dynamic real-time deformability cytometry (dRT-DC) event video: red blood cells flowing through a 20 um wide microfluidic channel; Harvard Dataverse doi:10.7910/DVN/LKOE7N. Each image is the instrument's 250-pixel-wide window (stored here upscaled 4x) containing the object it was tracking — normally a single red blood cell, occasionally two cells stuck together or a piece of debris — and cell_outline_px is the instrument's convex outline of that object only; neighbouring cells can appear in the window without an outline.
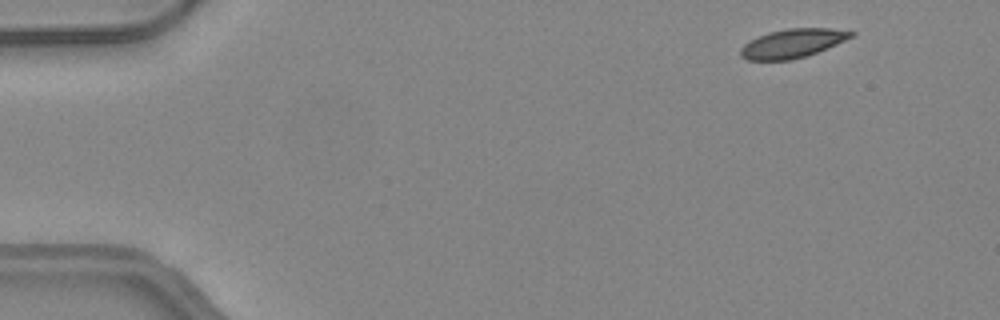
{"species": "common noctule bat (a hibernating species)", "species_latin": "Nyctalus noctula", "temperature_condition": "warm", "stored_images_in_passage": 47, "camera_frame_rate_fps": 3000, "um_per_image_px": 0.085, "animal": {"sex": "female", "body_mass_g": 24.6, "forearm_length_mm": 56.2}, "frame": {"image": 1, "passage_image": 3, "time_ms": 0.667, "image_size_px": [1000, 320], "cell_outline_px": [[856, 36], [808, 56], [792, 60], [748, 60], [740, 56], [740, 48], [744, 44], [768, 32], [788, 28], [832, 28], [856, 32]], "centroid_in_image_um": [67.41, 3.69], "position_along_channel_um": 17.6, "area_um2": 18.73}}
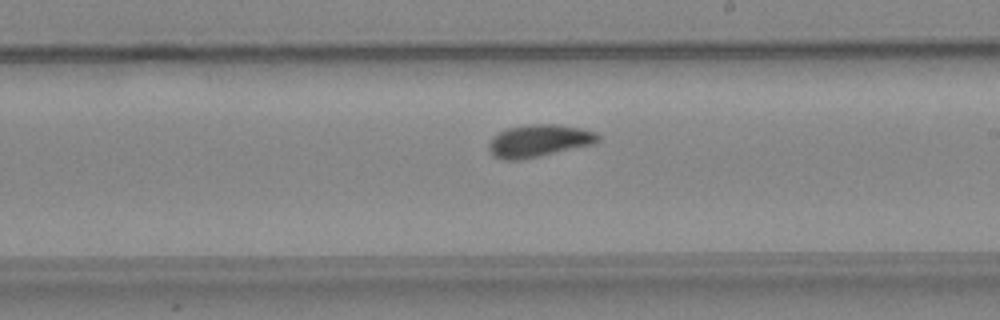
{"frame": {"image": 2, "passage_image": 27, "time_ms": 8.667, "image_size_px": [1000, 320], "cell_outline_px": [[600, 140], [596, 144], [520, 160], [504, 160], [492, 156], [488, 148], [488, 144], [492, 136], [508, 128], [532, 124], [556, 124], [580, 128], [596, 132], [600, 136]], "centroid_in_image_um": [45.81, 11.97], "position_along_channel_um": 243.2, "area_um2": 20.75}}
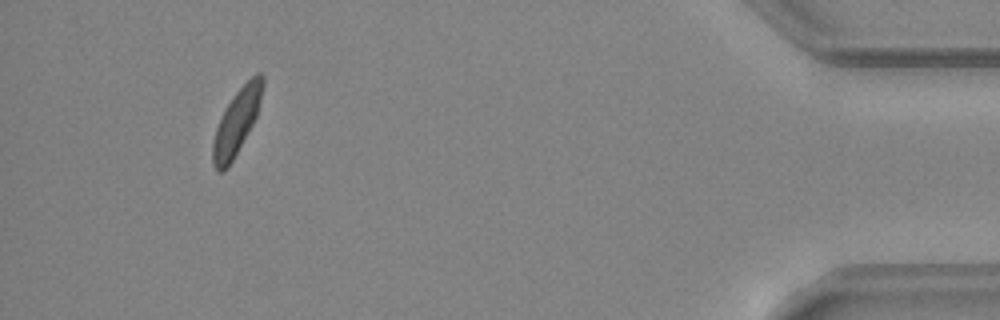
{"frame": {"image": 3, "passage_image": 44, "time_ms": 14.333, "image_size_px": [1000, 320], "cell_outline_px": [[264, 84], [256, 116], [252, 124], [228, 168], [224, 172], [216, 172], [212, 164], [212, 144], [216, 128], [232, 96], [256, 72], [260, 72], [264, 76]], "centroid_in_image_um": [20.1, 10.39], "position_along_channel_um": 415.1, "area_um2": 18.61}, "authors_computed_cell_mechanics": {"area_um2": 19.5364, "velocity_mm_per_s": 4.2261, "shape_relaxation_time_tau1_ms": 5.0415, "shape_relaxation_time_tau2_ms": 1.8221, "deformation_change_tau1": 0.1197, "deformation_change_tau2": 0.0648}}